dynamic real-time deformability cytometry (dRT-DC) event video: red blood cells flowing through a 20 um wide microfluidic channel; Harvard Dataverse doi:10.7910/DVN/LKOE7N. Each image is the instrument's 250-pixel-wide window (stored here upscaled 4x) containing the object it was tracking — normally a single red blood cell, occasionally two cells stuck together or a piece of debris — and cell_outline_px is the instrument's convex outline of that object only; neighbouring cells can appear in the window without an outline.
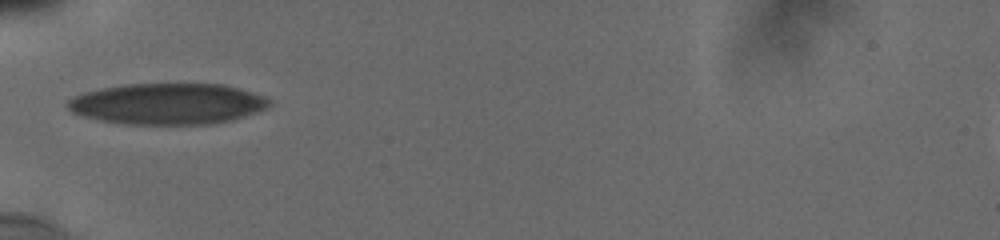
{"species": "human", "species_latin": "Homo sapiens", "temperature_condition": "cold", "stored_images_in_passage": 28, "camera_frame_rate_fps": 3000, "um_per_image_px": 0.085, "donor": {"sex": "male"}, "frame": {"image": 1, "passage_image": 1, "time_ms": 0.0, "image_size_px": [1000, 240], "cell_outline_px": [[272, 104], [268, 108], [232, 120], [212, 124], [124, 124], [100, 120], [72, 112], [68, 108], [68, 100], [84, 92], [100, 88], [128, 84], [220, 84], [236, 88], [264, 96], [272, 100]], "centroid_in_image_um": [14.27, 8.83], "position_along_channel_um": 70.7, "area_um2": 48.03}}
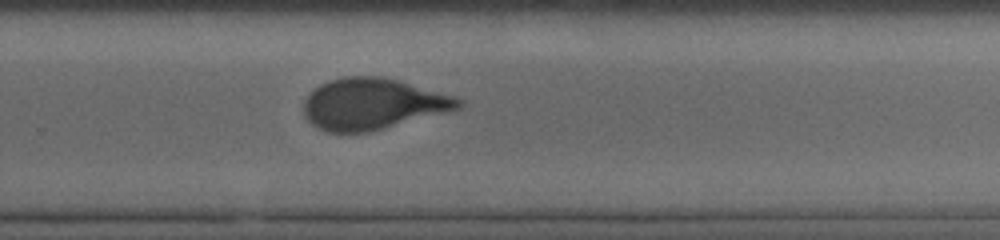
{"frame": {"image": 2, "passage_image": 17, "time_ms": 6.0, "image_size_px": [1000, 240], "cell_outline_px": [[464, 104], [460, 108], [368, 132], [328, 132], [312, 124], [304, 116], [304, 100], [320, 84], [344, 76], [384, 76], [456, 96], [464, 100]], "centroid_in_image_um": [31.7, 8.82], "position_along_channel_um": 298.1, "area_um2": 45.84}}
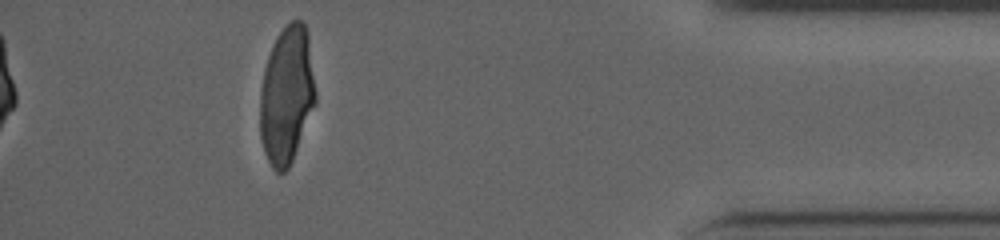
{"frame": {"image": 3, "passage_image": 28, "time_ms": 10.0, "image_size_px": [1000, 240], "cell_outline_px": [[316, 104], [292, 160], [288, 168], [284, 172], [276, 172], [272, 168], [264, 152], [260, 136], [260, 88], [264, 68], [272, 44], [276, 36], [292, 20], [300, 20], [304, 24], [308, 36], [316, 92]], "centroid_in_image_um": [24.36, 8.1], "position_along_channel_um": 410.8, "area_um2": 44.56}, "authors_computed_cell_mechanics": {"area_um2": 47.107, "velocity_mm_per_s": 3.8353, "shape_relaxation_time_tau1_ms": 4.4405, "shape_relaxation_time_tau2_ms": null, "deformation_change_tau1": 0.1831, "deformation_change_tau2": null}}